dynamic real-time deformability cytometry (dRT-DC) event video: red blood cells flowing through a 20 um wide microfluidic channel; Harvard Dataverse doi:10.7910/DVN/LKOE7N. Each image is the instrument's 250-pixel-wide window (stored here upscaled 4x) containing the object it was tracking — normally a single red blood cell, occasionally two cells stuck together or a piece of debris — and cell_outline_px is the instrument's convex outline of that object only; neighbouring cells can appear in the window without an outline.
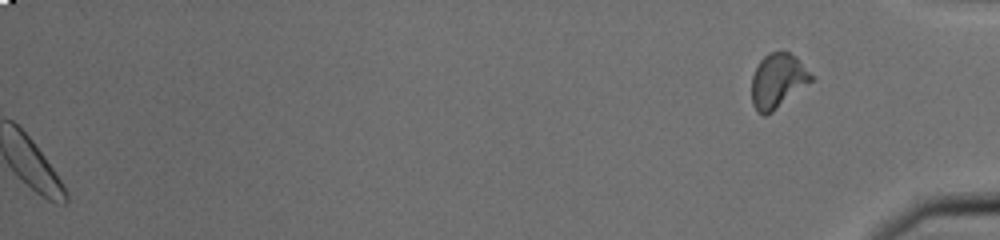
{"species": "common noctule bat (a hibernating species)", "species_latin": "Nyctalus noctula", "temperature_condition": "cold", "stored_images_in_passage": 42, "segment_of_instrument_passage": [2, 2], "camera_frame_rate_fps": 3000, "um_per_image_px": 0.085, "animal": {"sex": "male", "body_mass_g": 20.0, "forearm_length_mm": 53.3}, "frame": {"image": 1, "passage_image": 42, "time_ms": 13.667, "image_size_px": [1000, 240], "cell_outline_px": [[812, 80], [772, 112], [764, 116], [756, 112], [752, 104], [752, 76], [760, 60], [764, 56], [772, 52], [788, 52], [796, 56], [800, 60], [812, 76]], "centroid_in_image_um": [66.07, 6.88], "position_along_channel_um": 369.1, "area_um2": 18.61}}